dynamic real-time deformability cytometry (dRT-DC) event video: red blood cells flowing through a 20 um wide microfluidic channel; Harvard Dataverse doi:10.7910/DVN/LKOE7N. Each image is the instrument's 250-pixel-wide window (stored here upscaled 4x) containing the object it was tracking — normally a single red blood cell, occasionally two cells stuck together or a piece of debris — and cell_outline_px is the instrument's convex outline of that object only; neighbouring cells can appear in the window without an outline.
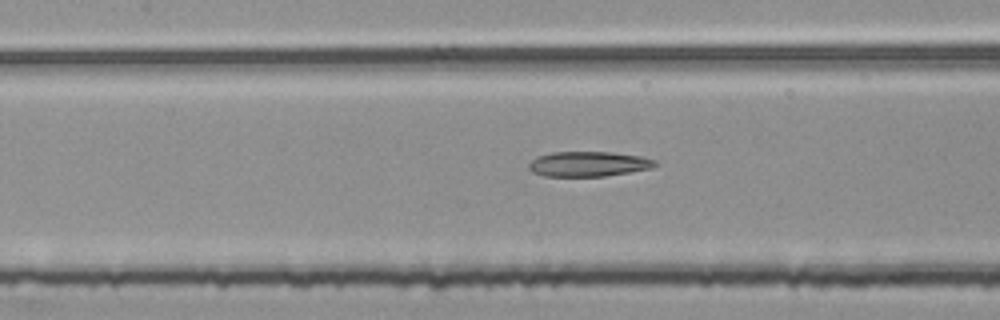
{"species": "common noctule bat (a hibernating species)", "species_latin": "Nyctalus noctula", "temperature_condition": "room temperature", "stored_images_in_passage": 53, "segment_of_instrument_passage": [2, 2], "camera_frame_rate_fps": 3000, "um_per_image_px": 0.085, "animal": {"sex": "female", "body_mass_g": 25.1}, "frame": {"image": 1, "passage_image": 24, "time_ms": 7.667, "image_size_px": [1000, 320], "cell_outline_px": [[660, 164], [652, 168], [604, 176], [544, 176], [532, 172], [528, 168], [528, 164], [536, 156], [552, 152], [612, 152], [640, 156], [656, 160]], "centroid_in_image_um": [50.02, 13.93], "position_along_channel_um": 157.4, "area_um2": 18.5}}
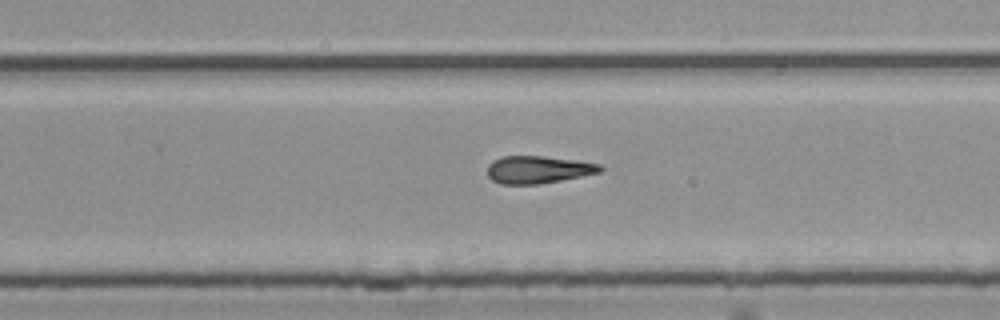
{"frame": {"image": 2, "passage_image": 34, "time_ms": 11.0, "image_size_px": [1000, 320], "cell_outline_px": [[604, 168], [600, 172], [560, 180], [536, 184], [500, 184], [492, 180], [488, 176], [488, 164], [492, 160], [504, 156], [544, 156], [576, 160], [600, 164]], "centroid_in_image_um": [45.71, 14.41], "position_along_channel_um": 284.1, "area_um2": 17.98}}
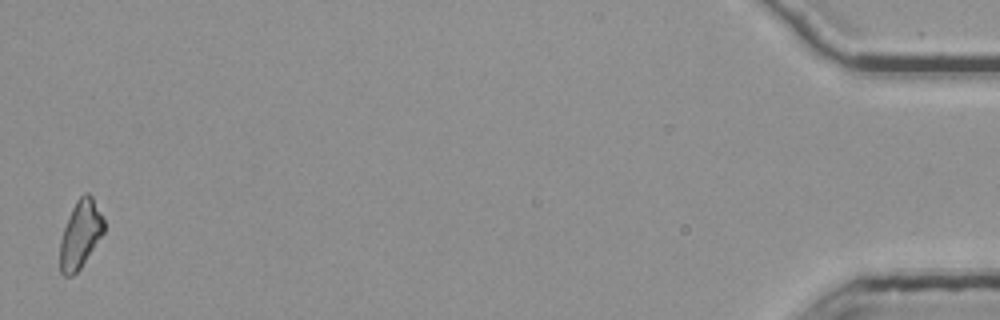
{"frame": {"image": 3, "passage_image": 53, "time_ms": 17.333, "image_size_px": [1000, 320], "cell_outline_px": [[104, 232], [80, 268], [72, 276], [64, 276], [60, 272], [60, 240], [64, 228], [72, 208], [76, 200], [84, 192], [88, 192], [92, 196], [104, 220]], "centroid_in_image_um": [6.82, 19.91], "position_along_channel_um": 428.4, "area_um2": 17.17}}